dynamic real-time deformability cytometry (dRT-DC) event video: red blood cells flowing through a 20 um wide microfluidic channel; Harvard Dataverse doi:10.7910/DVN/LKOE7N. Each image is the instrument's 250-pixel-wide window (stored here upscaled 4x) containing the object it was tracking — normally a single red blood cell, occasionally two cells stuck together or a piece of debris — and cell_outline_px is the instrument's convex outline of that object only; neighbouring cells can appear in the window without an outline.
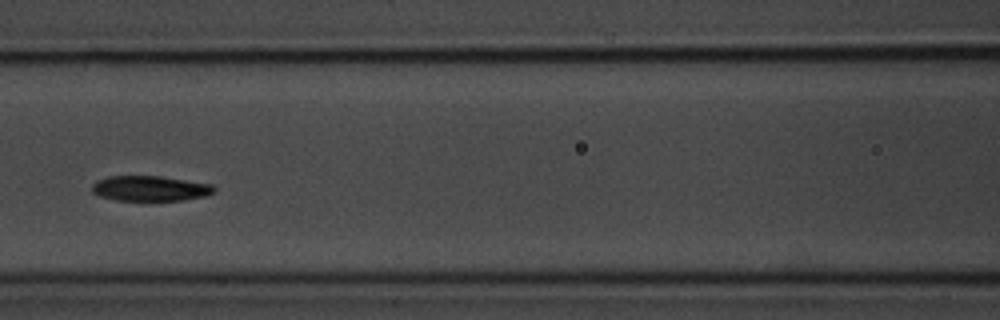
{"species": "common noctule bat (a hibernating species)", "species_latin": "Nyctalus noctula", "temperature_condition": "room temperature", "stored_images_in_passage": 6, "camera_frame_rate_fps": 3000, "um_per_image_px": 0.085, "animal": {"sex": "male", "body_mass_g": 20.1, "forearm_length_mm": 53.5}, "frame": {"image": 1, "passage_image": 6, "time_ms": 5.667, "image_size_px": [1000, 320], "cell_outline_px": [[216, 192], [208, 196], [184, 200], [116, 200], [100, 196], [92, 192], [92, 184], [96, 180], [108, 176], [160, 176], [212, 184], [216, 188]], "centroid_in_image_um": [12.79, 16.01], "position_along_channel_um": 153.8, "area_um2": 18.09}}